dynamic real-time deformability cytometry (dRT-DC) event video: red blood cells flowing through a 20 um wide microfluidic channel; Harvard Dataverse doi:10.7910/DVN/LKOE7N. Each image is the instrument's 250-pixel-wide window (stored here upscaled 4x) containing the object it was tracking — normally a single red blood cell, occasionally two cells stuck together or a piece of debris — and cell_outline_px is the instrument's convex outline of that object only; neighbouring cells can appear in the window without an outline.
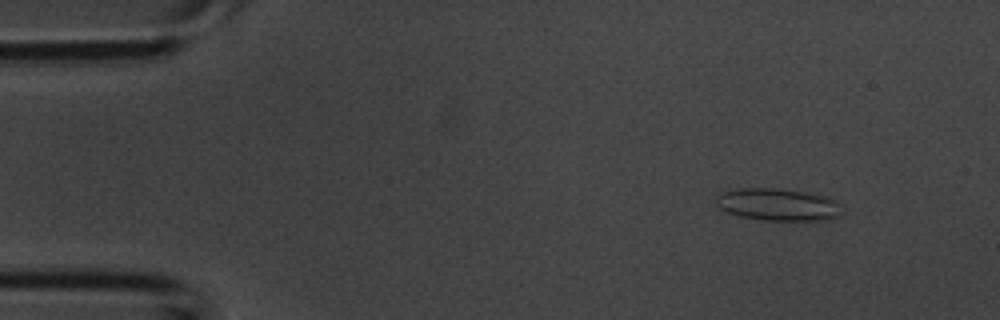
{"species": "common noctule bat (a hibernating species)", "species_latin": "Nyctalus noctula", "temperature_condition": "room temperature", "stored_images_in_passage": 5, "camera_frame_rate_fps": 3000, "um_per_image_px": 0.085, "animal": {"sex": "male", "body_mass_g": 20.1, "forearm_length_mm": 53.5}, "frame": {"image": 1, "passage_image": 2, "time_ms": 0.333, "image_size_px": [1000, 320], "cell_outline_px": [[840, 216], [828, 220], [760, 220], [740, 216], [728, 212], [720, 208], [716, 204], [716, 196], [720, 192], [740, 188], [776, 188], [804, 192], [828, 196], [836, 200]], "centroid_in_image_um": [66.09, 17.38], "position_along_channel_um": 18.9, "area_um2": 23.64}}